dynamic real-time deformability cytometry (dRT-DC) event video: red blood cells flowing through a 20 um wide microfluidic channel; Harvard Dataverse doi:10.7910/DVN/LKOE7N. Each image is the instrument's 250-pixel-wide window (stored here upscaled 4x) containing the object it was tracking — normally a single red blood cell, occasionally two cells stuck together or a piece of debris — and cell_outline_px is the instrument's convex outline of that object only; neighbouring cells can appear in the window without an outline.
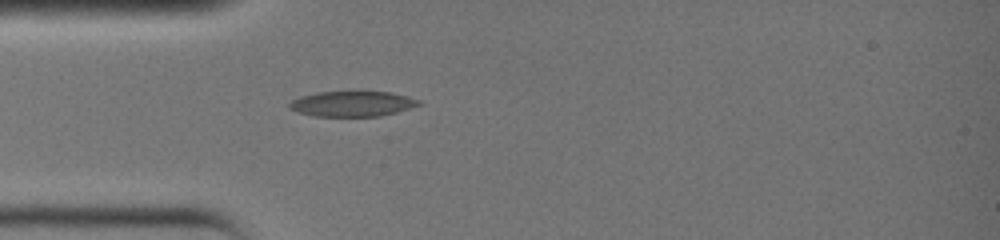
{"species": "common noctule bat (a hibernating species)", "species_latin": "Nyctalus noctula", "temperature_condition": "warm", "stored_images_in_passage": 3, "camera_frame_rate_fps": 3000, "um_per_image_px": 0.085, "animal": {"sex": "female", "body_mass_g": 19.0, "forearm_length_mm": 51.5}, "frame": {"image": 1, "passage_image": 1, "time_ms": 0.0, "image_size_px": [1000, 240], "cell_outline_px": [[420, 104], [396, 112], [380, 116], [316, 116], [300, 112], [292, 108], [288, 104], [292, 100], [300, 96], [316, 92], [352, 88], [392, 92], [408, 96], [420, 100]], "centroid_in_image_um": [29.96, 8.75], "position_along_channel_um": 55.0, "area_um2": 19.88}}